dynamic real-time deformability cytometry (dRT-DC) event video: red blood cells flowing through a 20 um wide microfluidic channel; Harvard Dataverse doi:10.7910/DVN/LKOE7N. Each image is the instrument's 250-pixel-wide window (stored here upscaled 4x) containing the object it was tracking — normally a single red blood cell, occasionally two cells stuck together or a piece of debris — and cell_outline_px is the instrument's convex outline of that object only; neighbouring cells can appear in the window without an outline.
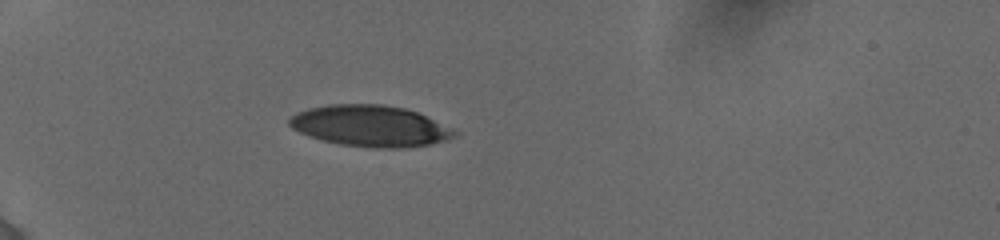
{"species": "human", "species_latin": "Homo sapiens", "temperature_condition": "cold", "stored_images_in_passage": 6, "camera_frame_rate_fps": 3000, "um_per_image_px": 0.085, "donor": {"sex": "female"}, "frame": {"image": 1, "passage_image": 1, "time_ms": 0.0, "image_size_px": [1000, 240], "cell_outline_px": [[456, 136], [448, 140], [432, 144], [404, 148], [372, 148], [340, 144], [320, 140], [308, 136], [292, 128], [288, 124], [288, 120], [296, 112], [308, 108], [328, 104], [380, 104], [404, 108], [416, 112], [452, 128], [456, 132]], "centroid_in_image_um": [31.45, 10.71], "position_along_channel_um": 53.6, "area_um2": 39.77}}
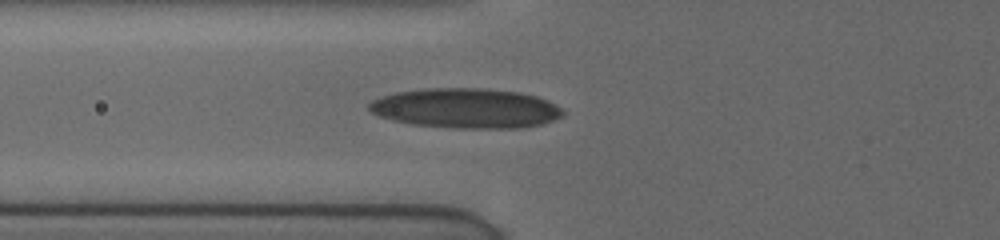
{"frame": {"image": 2, "passage_image": 6, "time_ms": 1.667, "image_size_px": [1000, 240], "cell_outline_px": [[564, 116], [540, 124], [524, 128], [456, 128], [412, 124], [392, 120], [380, 116], [372, 112], [368, 108], [368, 104], [372, 100], [380, 96], [396, 92], [424, 88], [484, 88], [520, 92], [536, 96], [548, 100], [556, 104], [564, 112]], "centroid_in_image_um": [39.6, 9.19], "position_along_channel_um": 86.2, "area_um2": 45.2}}